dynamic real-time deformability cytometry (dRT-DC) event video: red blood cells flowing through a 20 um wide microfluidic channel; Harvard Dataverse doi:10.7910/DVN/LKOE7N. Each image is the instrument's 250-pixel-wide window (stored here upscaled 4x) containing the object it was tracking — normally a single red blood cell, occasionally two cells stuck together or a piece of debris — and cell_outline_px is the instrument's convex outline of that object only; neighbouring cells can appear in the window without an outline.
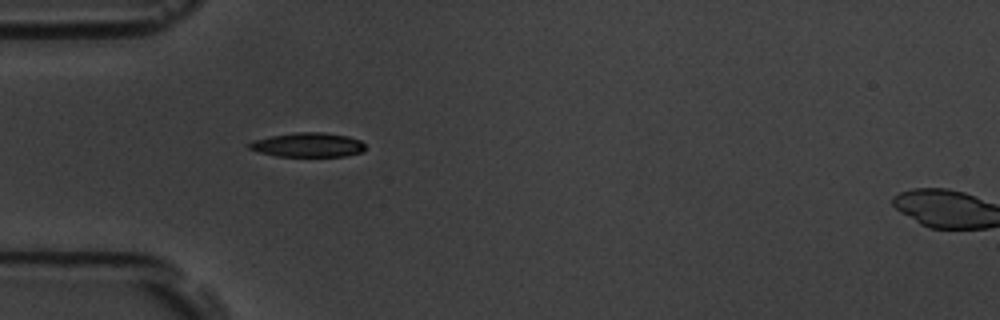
{"species": "common noctule bat (a hibernating species)", "species_latin": "Nyctalus noctula", "temperature_condition": "room temperature", "stored_images_in_passage": 6, "segment_of_instrument_passage": [1, 2], "camera_frame_rate_fps": 3000, "um_per_image_px": 0.085, "animal": {"sex": "male", "body_mass_g": 19.5, "forearm_length_mm": 54.6}, "frame": {"image": 1, "passage_image": 5, "time_ms": 4.667, "image_size_px": [1000, 320], "cell_outline_px": [[364, 148], [360, 152], [344, 156], [276, 156], [260, 152], [248, 148], [248, 144], [252, 140], [272, 136], [296, 132], [324, 132], [348, 136], [360, 140], [364, 144]], "centroid_in_image_um": [26.15, 12.31], "position_along_channel_um": 58.9, "area_um2": 16.3}}